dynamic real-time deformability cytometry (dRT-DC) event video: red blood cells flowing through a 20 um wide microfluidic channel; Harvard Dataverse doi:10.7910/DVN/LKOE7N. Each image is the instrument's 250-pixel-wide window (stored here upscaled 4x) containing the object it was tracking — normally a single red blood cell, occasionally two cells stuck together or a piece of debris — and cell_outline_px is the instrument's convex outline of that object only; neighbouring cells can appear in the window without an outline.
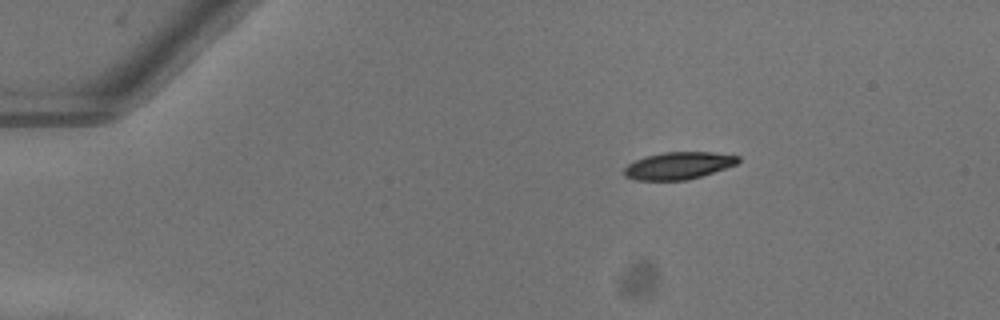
{"species": "common noctule bat (a hibernating species)", "species_latin": "Nyctalus noctula", "temperature_condition": "warm", "stored_images_in_passage": 44, "camera_frame_rate_fps": 3000, "um_per_image_px": 0.085, "animal": {"sex": "female"}, "frame": {"image": 1, "passage_image": 1, "time_ms": 0.0, "image_size_px": [1000, 320], "cell_outline_px": [[740, 160], [736, 164], [688, 180], [636, 180], [624, 176], [624, 168], [628, 164], [644, 156], [664, 152], [712, 152], [740, 156]], "centroid_in_image_um": [57.64, 14.07], "position_along_channel_um": 27.4, "area_um2": 17.98}}
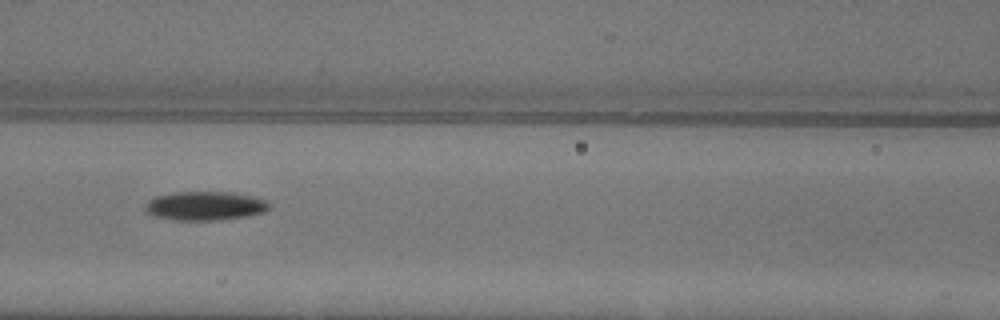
{"frame": {"image": 2, "passage_image": 16, "time_ms": 5.0, "image_size_px": [1000, 320], "cell_outline_px": [[272, 204], [264, 212], [244, 216], [212, 220], [172, 220], [152, 216], [144, 208], [144, 204], [148, 200], [156, 196], [172, 192], [232, 192], [256, 196], [268, 200]], "centroid_in_image_um": [17.42, 17.48], "position_along_channel_um": 149.2, "area_um2": 21.1}}
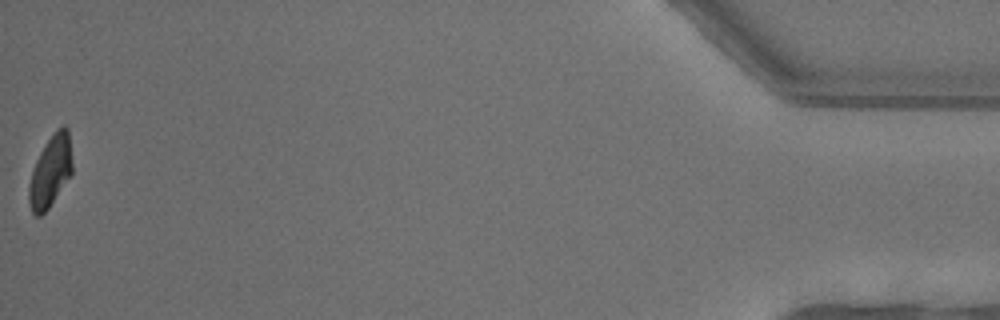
{"frame": {"image": 3, "passage_image": 44, "time_ms": 14.333, "image_size_px": [1000, 320], "cell_outline_px": [[72, 176], [48, 208], [40, 216], [36, 216], [32, 212], [28, 200], [28, 188], [32, 172], [36, 160], [40, 152], [56, 128], [64, 124], [68, 128], [72, 164]], "centroid_in_image_um": [4.3, 14.56], "position_along_channel_um": 430.9, "area_um2": 18.09}, "authors_computed_cell_mechanics": {"area_um2": 19.5942, "velocity_mm_per_s": 4.0408, "shape_relaxation_time_tau1_ms": 4.0061, "shape_relaxation_time_tau2_ms": null, "deformation_change_tau1": 0.154, "deformation_change_tau2": null}}